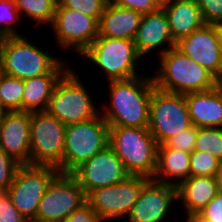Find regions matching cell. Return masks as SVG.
<instances>
[{"label":"cell","instance_id":"6da1fadb","mask_svg":"<svg viewBox=\"0 0 222 222\" xmlns=\"http://www.w3.org/2000/svg\"><path fill=\"white\" fill-rule=\"evenodd\" d=\"M151 71L126 80L107 81L109 103L100 107V113L109 126L149 127L150 101L156 88Z\"/></svg>","mask_w":222,"mask_h":222},{"label":"cell","instance_id":"7a4b0ae2","mask_svg":"<svg viewBox=\"0 0 222 222\" xmlns=\"http://www.w3.org/2000/svg\"><path fill=\"white\" fill-rule=\"evenodd\" d=\"M46 51L24 35L0 38V72L27 80L42 75H64L71 68L68 60Z\"/></svg>","mask_w":222,"mask_h":222},{"label":"cell","instance_id":"3957f363","mask_svg":"<svg viewBox=\"0 0 222 222\" xmlns=\"http://www.w3.org/2000/svg\"><path fill=\"white\" fill-rule=\"evenodd\" d=\"M155 75L157 89L176 94L202 92L215 88L220 81L206 68L190 59L177 47L171 48L158 57ZM158 65V66H156Z\"/></svg>","mask_w":222,"mask_h":222},{"label":"cell","instance_id":"277c9868","mask_svg":"<svg viewBox=\"0 0 222 222\" xmlns=\"http://www.w3.org/2000/svg\"><path fill=\"white\" fill-rule=\"evenodd\" d=\"M109 146L130 175L153 178L158 145L148 128L109 126Z\"/></svg>","mask_w":222,"mask_h":222},{"label":"cell","instance_id":"5b68a950","mask_svg":"<svg viewBox=\"0 0 222 222\" xmlns=\"http://www.w3.org/2000/svg\"><path fill=\"white\" fill-rule=\"evenodd\" d=\"M77 73L73 66L61 77L46 109L66 126L93 119L100 113L93 94Z\"/></svg>","mask_w":222,"mask_h":222},{"label":"cell","instance_id":"8992f818","mask_svg":"<svg viewBox=\"0 0 222 222\" xmlns=\"http://www.w3.org/2000/svg\"><path fill=\"white\" fill-rule=\"evenodd\" d=\"M81 56L87 58V62H90L89 65L93 64L94 69L98 67L107 81L126 80L143 74L142 71L138 74V62L143 58L139 55L134 41L128 39L98 35Z\"/></svg>","mask_w":222,"mask_h":222},{"label":"cell","instance_id":"52a82bcc","mask_svg":"<svg viewBox=\"0 0 222 222\" xmlns=\"http://www.w3.org/2000/svg\"><path fill=\"white\" fill-rule=\"evenodd\" d=\"M109 146V125L99 113L95 118L66 126L63 173H72L82 163Z\"/></svg>","mask_w":222,"mask_h":222},{"label":"cell","instance_id":"ba28073f","mask_svg":"<svg viewBox=\"0 0 222 222\" xmlns=\"http://www.w3.org/2000/svg\"><path fill=\"white\" fill-rule=\"evenodd\" d=\"M66 125L47 111L31 112L30 165L53 166L63 173Z\"/></svg>","mask_w":222,"mask_h":222},{"label":"cell","instance_id":"9c48e42d","mask_svg":"<svg viewBox=\"0 0 222 222\" xmlns=\"http://www.w3.org/2000/svg\"><path fill=\"white\" fill-rule=\"evenodd\" d=\"M192 126L184 94L155 88L150 101L149 131L157 145Z\"/></svg>","mask_w":222,"mask_h":222},{"label":"cell","instance_id":"30bf717a","mask_svg":"<svg viewBox=\"0 0 222 222\" xmlns=\"http://www.w3.org/2000/svg\"><path fill=\"white\" fill-rule=\"evenodd\" d=\"M148 180L147 177L130 175L120 183L93 189L86 195L87 203L103 222L120 221L129 214Z\"/></svg>","mask_w":222,"mask_h":222},{"label":"cell","instance_id":"8fae6325","mask_svg":"<svg viewBox=\"0 0 222 222\" xmlns=\"http://www.w3.org/2000/svg\"><path fill=\"white\" fill-rule=\"evenodd\" d=\"M58 173L59 170L53 166L21 165L18 168L8 195L27 220L36 217L39 202Z\"/></svg>","mask_w":222,"mask_h":222},{"label":"cell","instance_id":"7c38bea8","mask_svg":"<svg viewBox=\"0 0 222 222\" xmlns=\"http://www.w3.org/2000/svg\"><path fill=\"white\" fill-rule=\"evenodd\" d=\"M87 202L84 189L71 173H58L39 202L34 219L62 222Z\"/></svg>","mask_w":222,"mask_h":222},{"label":"cell","instance_id":"4fadbf2b","mask_svg":"<svg viewBox=\"0 0 222 222\" xmlns=\"http://www.w3.org/2000/svg\"><path fill=\"white\" fill-rule=\"evenodd\" d=\"M98 23L93 17L66 9L57 3L54 19L49 27L58 47L73 50L80 57L98 36Z\"/></svg>","mask_w":222,"mask_h":222},{"label":"cell","instance_id":"5bb4252c","mask_svg":"<svg viewBox=\"0 0 222 222\" xmlns=\"http://www.w3.org/2000/svg\"><path fill=\"white\" fill-rule=\"evenodd\" d=\"M221 37V25L204 24L177 42L176 47L222 83Z\"/></svg>","mask_w":222,"mask_h":222},{"label":"cell","instance_id":"9a60e30c","mask_svg":"<svg viewBox=\"0 0 222 222\" xmlns=\"http://www.w3.org/2000/svg\"><path fill=\"white\" fill-rule=\"evenodd\" d=\"M71 174L77 179L86 195L93 189L120 183L130 176L110 146L82 163Z\"/></svg>","mask_w":222,"mask_h":222},{"label":"cell","instance_id":"2e32d148","mask_svg":"<svg viewBox=\"0 0 222 222\" xmlns=\"http://www.w3.org/2000/svg\"><path fill=\"white\" fill-rule=\"evenodd\" d=\"M176 203H178L176 186L149 179L142 186L139 198L126 216V221L169 222L167 220L169 212L173 207L175 209Z\"/></svg>","mask_w":222,"mask_h":222},{"label":"cell","instance_id":"e0dca14e","mask_svg":"<svg viewBox=\"0 0 222 222\" xmlns=\"http://www.w3.org/2000/svg\"><path fill=\"white\" fill-rule=\"evenodd\" d=\"M31 113L7 111L0 122V148L20 165H30Z\"/></svg>","mask_w":222,"mask_h":222},{"label":"cell","instance_id":"ac0fdd59","mask_svg":"<svg viewBox=\"0 0 222 222\" xmlns=\"http://www.w3.org/2000/svg\"><path fill=\"white\" fill-rule=\"evenodd\" d=\"M134 43L143 59L150 57L153 51L154 53L156 51L157 56H161L176 47L177 43L172 38L168 18L163 8L142 16Z\"/></svg>","mask_w":222,"mask_h":222},{"label":"cell","instance_id":"d6986e66","mask_svg":"<svg viewBox=\"0 0 222 222\" xmlns=\"http://www.w3.org/2000/svg\"><path fill=\"white\" fill-rule=\"evenodd\" d=\"M192 125L222 128V83L211 90L185 94Z\"/></svg>","mask_w":222,"mask_h":222},{"label":"cell","instance_id":"ffe728a7","mask_svg":"<svg viewBox=\"0 0 222 222\" xmlns=\"http://www.w3.org/2000/svg\"><path fill=\"white\" fill-rule=\"evenodd\" d=\"M217 193L215 177L190 176L181 182L177 186V204L186 216L183 220L196 216Z\"/></svg>","mask_w":222,"mask_h":222},{"label":"cell","instance_id":"44dd1931","mask_svg":"<svg viewBox=\"0 0 222 222\" xmlns=\"http://www.w3.org/2000/svg\"><path fill=\"white\" fill-rule=\"evenodd\" d=\"M142 16L136 11L115 6L109 1L98 23V35L134 41Z\"/></svg>","mask_w":222,"mask_h":222},{"label":"cell","instance_id":"7402d4cb","mask_svg":"<svg viewBox=\"0 0 222 222\" xmlns=\"http://www.w3.org/2000/svg\"><path fill=\"white\" fill-rule=\"evenodd\" d=\"M191 153L167 147L165 144L157 148V168L153 180L173 186L190 177Z\"/></svg>","mask_w":222,"mask_h":222},{"label":"cell","instance_id":"603a6c76","mask_svg":"<svg viewBox=\"0 0 222 222\" xmlns=\"http://www.w3.org/2000/svg\"><path fill=\"white\" fill-rule=\"evenodd\" d=\"M163 9L176 43L205 24L196 0H173Z\"/></svg>","mask_w":222,"mask_h":222},{"label":"cell","instance_id":"cb8c5ba5","mask_svg":"<svg viewBox=\"0 0 222 222\" xmlns=\"http://www.w3.org/2000/svg\"><path fill=\"white\" fill-rule=\"evenodd\" d=\"M63 75H42L23 80V111H46L52 92Z\"/></svg>","mask_w":222,"mask_h":222},{"label":"cell","instance_id":"d4e9b609","mask_svg":"<svg viewBox=\"0 0 222 222\" xmlns=\"http://www.w3.org/2000/svg\"><path fill=\"white\" fill-rule=\"evenodd\" d=\"M20 16L34 21V24L51 25L55 15L57 0H15ZM23 15V16H22Z\"/></svg>","mask_w":222,"mask_h":222},{"label":"cell","instance_id":"484cf974","mask_svg":"<svg viewBox=\"0 0 222 222\" xmlns=\"http://www.w3.org/2000/svg\"><path fill=\"white\" fill-rule=\"evenodd\" d=\"M22 79L0 72V101L7 111H23Z\"/></svg>","mask_w":222,"mask_h":222},{"label":"cell","instance_id":"4316f807","mask_svg":"<svg viewBox=\"0 0 222 222\" xmlns=\"http://www.w3.org/2000/svg\"><path fill=\"white\" fill-rule=\"evenodd\" d=\"M195 151L208 152L222 161V128H197Z\"/></svg>","mask_w":222,"mask_h":222},{"label":"cell","instance_id":"83f0119b","mask_svg":"<svg viewBox=\"0 0 222 222\" xmlns=\"http://www.w3.org/2000/svg\"><path fill=\"white\" fill-rule=\"evenodd\" d=\"M21 19L15 0H0V38L23 36L17 30L19 22L25 21Z\"/></svg>","mask_w":222,"mask_h":222},{"label":"cell","instance_id":"f1b7e54d","mask_svg":"<svg viewBox=\"0 0 222 222\" xmlns=\"http://www.w3.org/2000/svg\"><path fill=\"white\" fill-rule=\"evenodd\" d=\"M220 160L208 152L193 151L190 157V176L215 177Z\"/></svg>","mask_w":222,"mask_h":222},{"label":"cell","instance_id":"f546056e","mask_svg":"<svg viewBox=\"0 0 222 222\" xmlns=\"http://www.w3.org/2000/svg\"><path fill=\"white\" fill-rule=\"evenodd\" d=\"M61 7L83 13L98 22L110 0H57Z\"/></svg>","mask_w":222,"mask_h":222},{"label":"cell","instance_id":"4dcf8cb0","mask_svg":"<svg viewBox=\"0 0 222 222\" xmlns=\"http://www.w3.org/2000/svg\"><path fill=\"white\" fill-rule=\"evenodd\" d=\"M185 221L222 222V193H217L196 215Z\"/></svg>","mask_w":222,"mask_h":222},{"label":"cell","instance_id":"1f68e13d","mask_svg":"<svg viewBox=\"0 0 222 222\" xmlns=\"http://www.w3.org/2000/svg\"><path fill=\"white\" fill-rule=\"evenodd\" d=\"M197 138V127L192 125L185 131L170 138L165 145L173 149L192 153L195 148Z\"/></svg>","mask_w":222,"mask_h":222},{"label":"cell","instance_id":"d6a6232c","mask_svg":"<svg viewBox=\"0 0 222 222\" xmlns=\"http://www.w3.org/2000/svg\"><path fill=\"white\" fill-rule=\"evenodd\" d=\"M0 222H27L26 217L11 202L8 188L0 189Z\"/></svg>","mask_w":222,"mask_h":222},{"label":"cell","instance_id":"836d02e7","mask_svg":"<svg viewBox=\"0 0 222 222\" xmlns=\"http://www.w3.org/2000/svg\"><path fill=\"white\" fill-rule=\"evenodd\" d=\"M21 165L0 148V189L9 188Z\"/></svg>","mask_w":222,"mask_h":222},{"label":"cell","instance_id":"e575fe53","mask_svg":"<svg viewBox=\"0 0 222 222\" xmlns=\"http://www.w3.org/2000/svg\"><path fill=\"white\" fill-rule=\"evenodd\" d=\"M205 24H222V0H196Z\"/></svg>","mask_w":222,"mask_h":222},{"label":"cell","instance_id":"d590c367","mask_svg":"<svg viewBox=\"0 0 222 222\" xmlns=\"http://www.w3.org/2000/svg\"><path fill=\"white\" fill-rule=\"evenodd\" d=\"M115 6L136 11L142 15L156 12L159 7L154 0H110Z\"/></svg>","mask_w":222,"mask_h":222},{"label":"cell","instance_id":"8d00e7d4","mask_svg":"<svg viewBox=\"0 0 222 222\" xmlns=\"http://www.w3.org/2000/svg\"><path fill=\"white\" fill-rule=\"evenodd\" d=\"M62 222H103L92 207L86 202L80 208L73 211Z\"/></svg>","mask_w":222,"mask_h":222},{"label":"cell","instance_id":"74e56055","mask_svg":"<svg viewBox=\"0 0 222 222\" xmlns=\"http://www.w3.org/2000/svg\"><path fill=\"white\" fill-rule=\"evenodd\" d=\"M216 182H217V188H218V192L222 193V161H220L219 163V167L217 169V173H216Z\"/></svg>","mask_w":222,"mask_h":222},{"label":"cell","instance_id":"f35d334b","mask_svg":"<svg viewBox=\"0 0 222 222\" xmlns=\"http://www.w3.org/2000/svg\"><path fill=\"white\" fill-rule=\"evenodd\" d=\"M173 0H154V2L158 5L159 8H163L169 5Z\"/></svg>","mask_w":222,"mask_h":222},{"label":"cell","instance_id":"ab89813d","mask_svg":"<svg viewBox=\"0 0 222 222\" xmlns=\"http://www.w3.org/2000/svg\"><path fill=\"white\" fill-rule=\"evenodd\" d=\"M7 110L3 107L1 101H0V122L3 119V117L5 116Z\"/></svg>","mask_w":222,"mask_h":222},{"label":"cell","instance_id":"60d3db41","mask_svg":"<svg viewBox=\"0 0 222 222\" xmlns=\"http://www.w3.org/2000/svg\"><path fill=\"white\" fill-rule=\"evenodd\" d=\"M27 222H49V221H40L37 219H28Z\"/></svg>","mask_w":222,"mask_h":222},{"label":"cell","instance_id":"b9f144b4","mask_svg":"<svg viewBox=\"0 0 222 222\" xmlns=\"http://www.w3.org/2000/svg\"><path fill=\"white\" fill-rule=\"evenodd\" d=\"M220 50H221V62H222V37H221Z\"/></svg>","mask_w":222,"mask_h":222},{"label":"cell","instance_id":"7bdbcfd3","mask_svg":"<svg viewBox=\"0 0 222 222\" xmlns=\"http://www.w3.org/2000/svg\"><path fill=\"white\" fill-rule=\"evenodd\" d=\"M185 222H206V221H185Z\"/></svg>","mask_w":222,"mask_h":222}]
</instances>
